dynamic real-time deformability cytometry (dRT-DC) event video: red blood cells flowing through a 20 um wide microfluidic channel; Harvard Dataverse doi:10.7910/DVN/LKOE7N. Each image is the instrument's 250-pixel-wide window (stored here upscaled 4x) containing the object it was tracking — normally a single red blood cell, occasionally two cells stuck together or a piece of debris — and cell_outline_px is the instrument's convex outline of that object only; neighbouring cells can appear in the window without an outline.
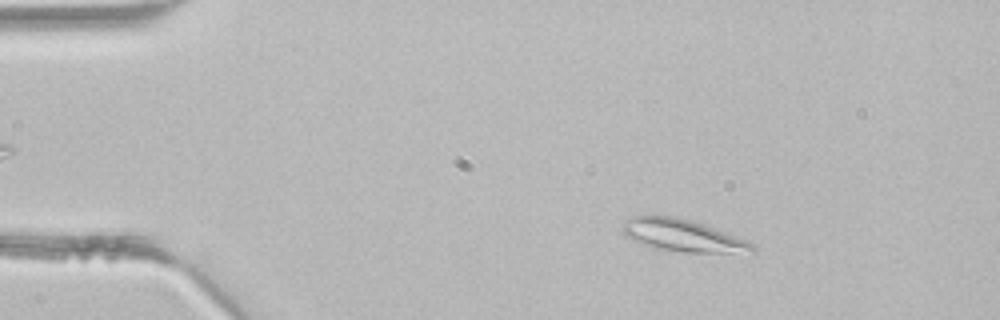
{"species": "common noctule bat (a hibernating species)", "species_latin": "Nyctalus noctula", "temperature_condition": "room temperature", "stored_images_in_passage": 3, "camera_frame_rate_fps": 3000, "um_per_image_px": 0.085, "animal": {"sex": "male", "body_mass_g": 21.5, "forearm_length_mm": 52.0}, "frame": {"image": 1, "passage_image": 2, "time_ms": 0.333, "image_size_px": [1000, 320], "cell_outline_px": [[756, 252], [684, 252], [656, 248], [640, 244], [628, 236], [624, 232], [624, 220], [632, 216], [672, 216], [688, 220], [712, 228], [756, 244]], "centroid_in_image_um": [58.02, 20.03], "position_along_channel_um": 27.0, "area_um2": 23.58}}